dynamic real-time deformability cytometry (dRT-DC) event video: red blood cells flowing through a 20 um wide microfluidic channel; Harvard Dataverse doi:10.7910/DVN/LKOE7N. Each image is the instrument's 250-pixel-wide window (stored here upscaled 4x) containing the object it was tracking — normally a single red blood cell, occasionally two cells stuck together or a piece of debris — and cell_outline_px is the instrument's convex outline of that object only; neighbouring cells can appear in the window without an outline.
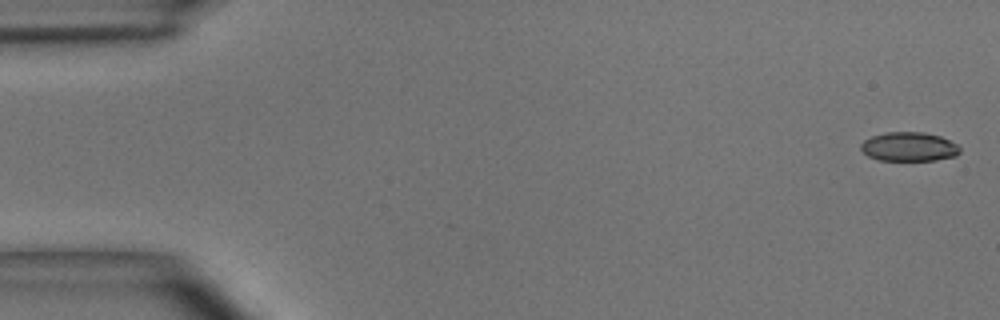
{"species": "common noctule bat (a hibernating species)", "species_latin": "Nyctalus noctula", "temperature_condition": "room temperature", "stored_images_in_passage": 4, "camera_frame_rate_fps": 3000, "um_per_image_px": 0.085, "animal": {"sex": "male", "body_mass_g": 15.6}, "frame": {"image": 1, "passage_image": 1, "time_ms": 0.0, "image_size_px": [1000, 320], "cell_outline_px": [[960, 152], [956, 156], [936, 160], [880, 160], [868, 156], [860, 148], [860, 144], [864, 140], [872, 136], [888, 132], [924, 132], [940, 136], [956, 144], [960, 148]], "centroid_in_image_um": [77.26, 12.47], "position_along_channel_um": 7.7, "area_um2": 16.7}}
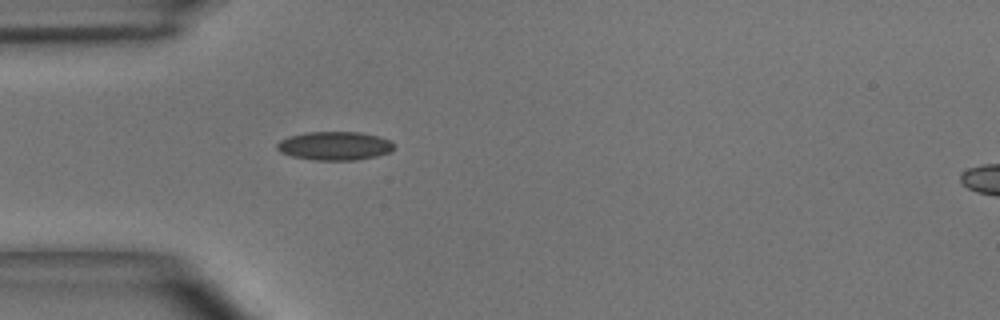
{"frame": {"image": 2, "passage_image": 4, "time_ms": 1.0, "image_size_px": [1000, 320], "cell_outline_px": [[392, 152], [376, 156], [356, 160], [312, 160], [292, 156], [280, 152], [276, 148], [276, 144], [280, 140], [288, 136], [308, 132], [360, 132], [380, 136], [392, 140]], "centroid_in_image_um": [28.44, 12.39], "position_along_channel_um": 56.6, "area_um2": 19.65}}